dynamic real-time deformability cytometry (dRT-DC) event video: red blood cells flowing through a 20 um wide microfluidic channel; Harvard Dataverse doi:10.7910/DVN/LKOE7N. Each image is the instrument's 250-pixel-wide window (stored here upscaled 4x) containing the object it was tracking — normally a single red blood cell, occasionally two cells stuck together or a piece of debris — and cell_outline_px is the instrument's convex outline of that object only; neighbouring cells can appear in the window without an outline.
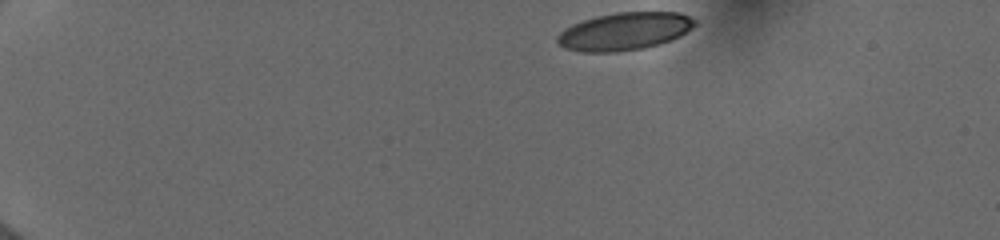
{"species": "human", "species_latin": "Homo sapiens", "temperature_condition": "cold", "stored_images_in_passage": 44, "camera_frame_rate_fps": 3000, "um_per_image_px": 0.085, "donor": {"sex": "female"}, "frame": {"image": 1, "passage_image": 1, "time_ms": 0.0, "image_size_px": [1000, 240], "cell_outline_px": [[696, 24], [692, 28], [680, 36], [672, 40], [660, 44], [644, 48], [616, 52], [580, 52], [564, 48], [556, 40], [556, 36], [564, 28], [572, 24], [596, 16], [616, 12], [680, 12], [696, 20]], "centroid_in_image_um": [53.08, 2.67], "position_along_channel_um": 31.9, "area_um2": 30.4}}
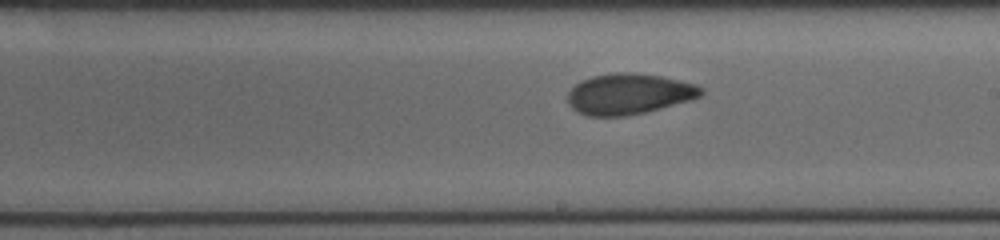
{"frame": {"image": 2, "passage_image": 24, "time_ms": 7.667, "image_size_px": [1000, 240], "cell_outline_px": [[704, 92], [700, 96], [692, 100], [644, 112], [624, 116], [588, 116], [576, 112], [568, 104], [568, 92], [580, 80], [592, 76], [616, 72], [632, 72], [660, 76], [680, 80], [696, 84], [704, 88]], "centroid_in_image_um": [53.45, 7.98], "position_along_channel_um": 235.5, "area_um2": 31.85}}
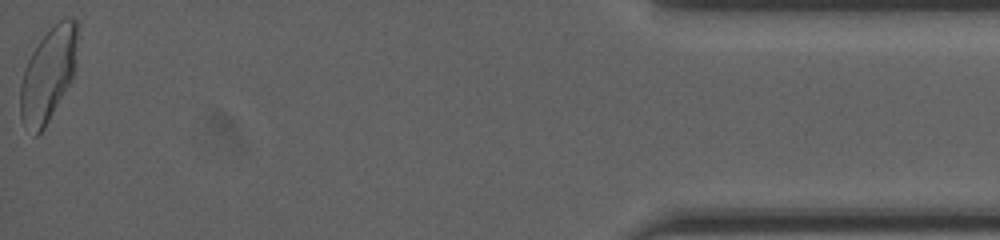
{"frame": {"image": 3, "passage_image": 44, "time_ms": 14.333, "image_size_px": [1000, 240], "cell_outline_px": [[80, 24], [76, 64], [72, 80], [44, 128], [36, 136], [32, 136], [20, 116], [20, 84], [24, 68], [32, 52], [40, 40], [60, 20], [68, 16], [72, 16]], "centroid_in_image_um": [4.14, 6.29], "position_along_channel_um": 431.1, "area_um2": 31.56}, "authors_computed_cell_mechanics": {"area_um2": 31.2698, "velocity_mm_per_s": 3.9916, "shape_relaxation_time_tau1_ms": 3.672, "shape_relaxation_time_tau2_ms": 1.7792, "deformation_change_tau1": 0.1455, "deformation_change_tau2": 0.0697}}